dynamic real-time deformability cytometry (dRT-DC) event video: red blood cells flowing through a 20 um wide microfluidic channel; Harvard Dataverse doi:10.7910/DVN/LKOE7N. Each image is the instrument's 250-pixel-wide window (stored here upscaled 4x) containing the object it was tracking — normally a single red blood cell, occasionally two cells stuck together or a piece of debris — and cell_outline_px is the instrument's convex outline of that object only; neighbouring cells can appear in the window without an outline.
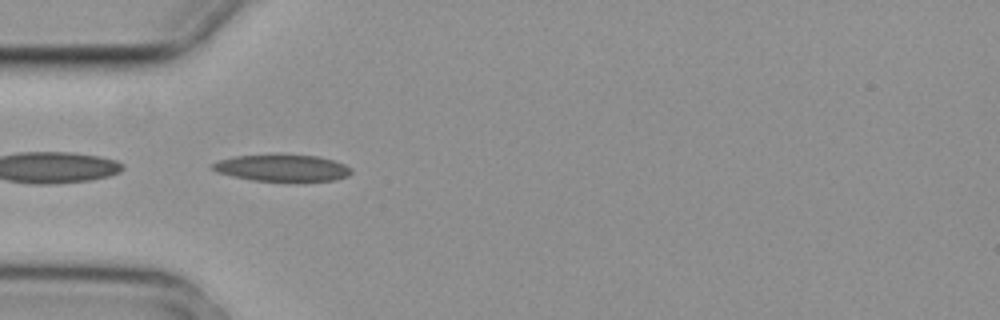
{"species": "common noctule bat (a hibernating species)", "species_latin": "Nyctalus noctula", "temperature_condition": "cold", "stored_images_in_passage": 4, "camera_frame_rate_fps": 3000, "um_per_image_px": 0.085, "animal": {"sex": "female", "body_mass_g": 29.2, "forearm_length_mm": 56.3}, "frame": {"image": 1, "passage_image": 3, "time_ms": 0.667, "image_size_px": [1000, 320], "cell_outline_px": [[352, 172], [348, 176], [336, 180], [252, 180], [216, 172], [212, 168], [212, 164], [220, 160], [232, 156], [276, 152], [280, 152], [320, 156], [344, 164], [352, 168]], "centroid_in_image_um": [23.98, 14.21], "position_along_channel_um": 61.0, "area_um2": 22.14}}